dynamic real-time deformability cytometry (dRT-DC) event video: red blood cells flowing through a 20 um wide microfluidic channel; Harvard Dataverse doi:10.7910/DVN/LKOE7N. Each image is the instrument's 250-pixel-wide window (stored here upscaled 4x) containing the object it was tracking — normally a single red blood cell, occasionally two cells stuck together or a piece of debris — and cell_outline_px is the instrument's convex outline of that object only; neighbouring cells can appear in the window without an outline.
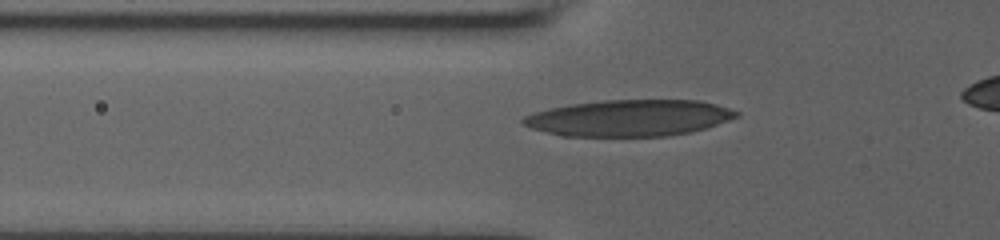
{"species": "human", "species_latin": "Homo sapiens", "temperature_condition": "room temperature", "stored_images_in_passage": 15, "camera_frame_rate_fps": 3000, "um_per_image_px": 0.085, "donor": {"sex": "male"}, "frame": {"image": 1, "passage_image": 11, "time_ms": 4.0, "image_size_px": [1000, 240], "cell_outline_px": [[740, 116], [704, 128], [688, 132], [668, 136], [560, 136], [532, 128], [524, 124], [520, 120], [524, 116], [548, 108], [568, 104], [604, 100], [700, 100], [716, 104], [740, 112]], "centroid_in_image_um": [53.47, 10.02], "position_along_channel_um": 72.3, "area_um2": 45.2}}
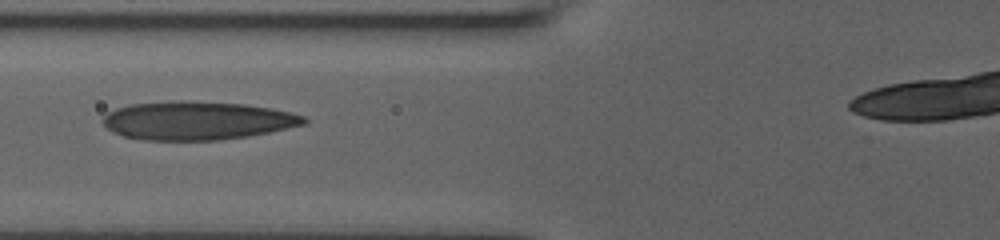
{"frame": {"image": 2, "passage_image": 13, "time_ms": 5.0, "image_size_px": [1000, 240], "cell_outline_px": [[308, 120], [304, 124], [268, 132], [248, 136], [216, 140], [144, 140], [124, 136], [112, 132], [100, 120], [108, 112], [116, 108], [132, 104], [244, 104], [272, 108], [304, 116]], "centroid_in_image_um": [16.76, 10.3], "position_along_channel_um": 109.0, "area_um2": 43.18}}